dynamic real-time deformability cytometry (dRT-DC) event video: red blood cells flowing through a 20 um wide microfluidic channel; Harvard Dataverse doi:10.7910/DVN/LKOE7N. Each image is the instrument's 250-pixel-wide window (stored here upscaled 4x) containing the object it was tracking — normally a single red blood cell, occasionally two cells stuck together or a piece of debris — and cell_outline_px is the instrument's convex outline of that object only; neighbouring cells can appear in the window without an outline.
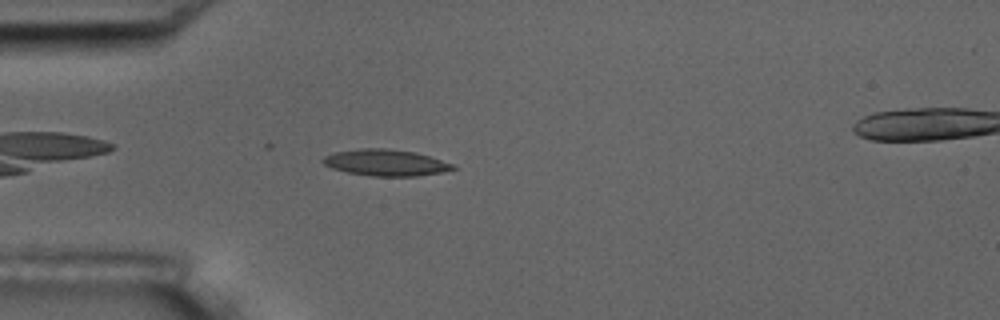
{"species": "common noctule bat (a hibernating species)", "species_latin": "Nyctalus noctula", "temperature_condition": "room temperature", "stored_images_in_passage": 2, "camera_frame_rate_fps": 3000, "um_per_image_px": 0.085, "animal": {"sex": "male", "body_mass_g": 17.5, "forearm_length_mm": 52.3}, "frame": {"image": 1, "passage_image": 1, "time_ms": 0.0, "image_size_px": [1000, 320], "cell_outline_px": [[456, 168], [440, 172], [416, 176], [372, 176], [348, 172], [332, 168], [324, 164], [320, 160], [324, 156], [336, 152], [360, 148], [384, 148], [412, 152], [428, 156], [456, 164]], "centroid_in_image_um": [32.77, 13.82], "position_along_channel_um": 52.2, "area_um2": 19.77}}